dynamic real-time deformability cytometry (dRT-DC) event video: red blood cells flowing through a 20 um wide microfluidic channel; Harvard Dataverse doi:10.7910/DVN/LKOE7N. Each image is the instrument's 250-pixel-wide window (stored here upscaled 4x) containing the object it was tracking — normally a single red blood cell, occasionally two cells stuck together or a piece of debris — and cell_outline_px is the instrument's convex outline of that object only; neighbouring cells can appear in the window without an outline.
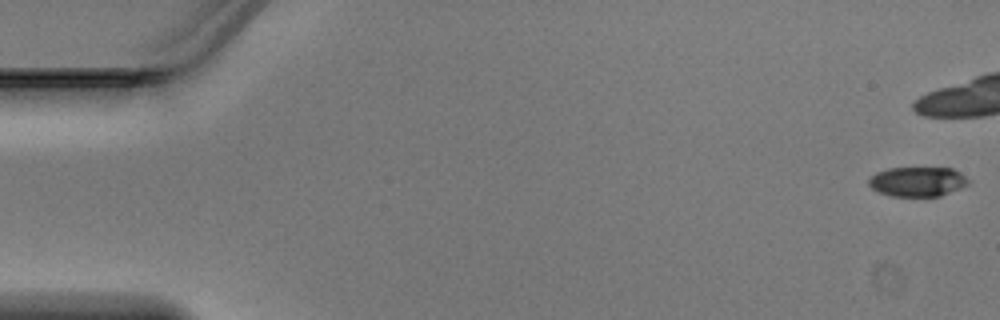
{"species": "Egyptian fruit bat (a non-hibernating species)", "species_latin": "Rousettus aegyptiacus", "temperature_condition": "warm", "stored_images_in_passage": 38, "camera_frame_rate_fps": 3000, "um_per_image_px": 0.085, "animal": {"sex": "male"}, "frame": {"image": 1, "passage_image": 1, "time_ms": 0.0, "image_size_px": [1000, 320], "cell_outline_px": [[972, 180], [968, 184], [960, 188], [940, 196], [892, 196], [880, 192], [872, 188], [868, 184], [868, 180], [876, 172], [888, 168], [952, 168], [960, 172]], "centroid_in_image_um": [78.02, 15.43], "position_along_channel_um": 7.0, "area_um2": 17.22}}
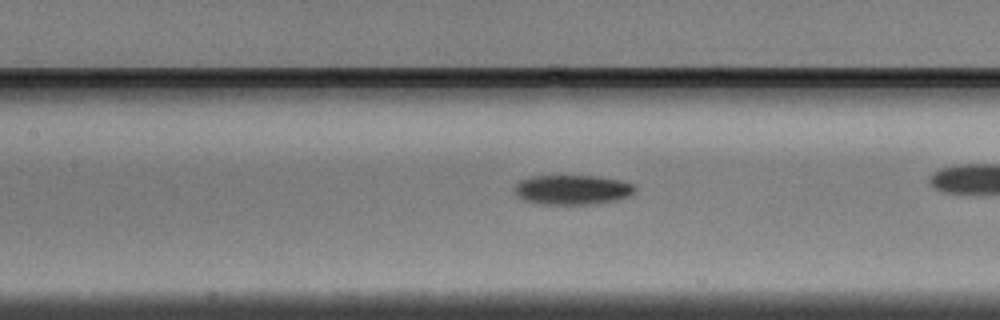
{"frame": {"image": 2, "passage_image": 22, "time_ms": 7.0, "image_size_px": [1000, 320], "cell_outline_px": [[636, 188], [632, 196], [620, 200], [592, 204], [540, 204], [524, 200], [516, 196], [512, 188], [520, 180], [528, 176], [600, 176], [620, 180], [632, 184]], "centroid_in_image_um": [48.65, 16.13], "position_along_channel_um": 158.8, "area_um2": 21.21}}
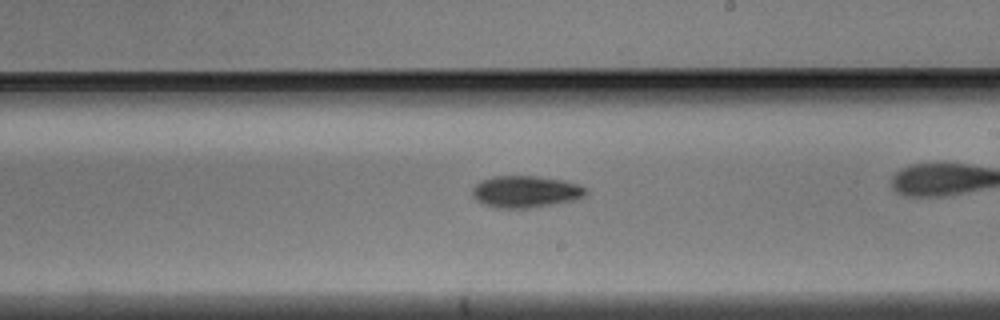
{"frame": {"image": 3, "passage_image": 28, "time_ms": 9.0, "image_size_px": [1000, 320], "cell_outline_px": [[588, 196], [576, 200], [528, 208], [496, 208], [484, 204], [476, 200], [472, 196], [472, 188], [480, 180], [492, 176], [536, 176], [564, 180], [580, 184], [588, 188]], "centroid_in_image_um": [44.72, 16.28], "position_along_channel_um": 244.3, "area_um2": 21.44}}